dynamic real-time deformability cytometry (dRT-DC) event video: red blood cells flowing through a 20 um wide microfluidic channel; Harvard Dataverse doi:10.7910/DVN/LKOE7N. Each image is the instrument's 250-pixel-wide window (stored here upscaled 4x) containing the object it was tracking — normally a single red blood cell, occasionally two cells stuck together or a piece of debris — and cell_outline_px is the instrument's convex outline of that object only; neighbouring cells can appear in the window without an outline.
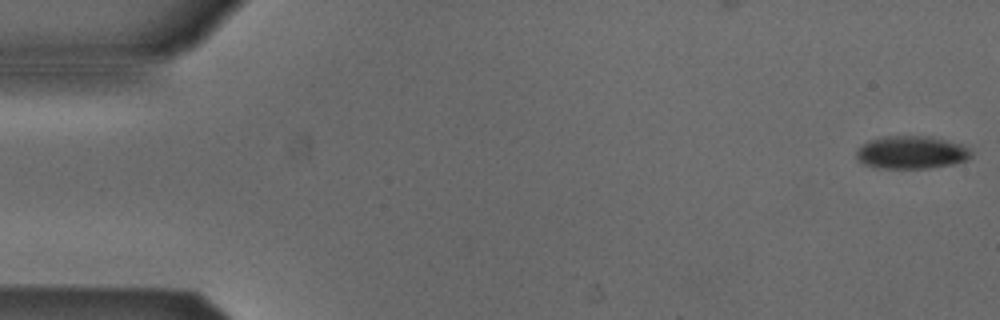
{"species": "Egyptian fruit bat (a non-hibernating species)", "species_latin": "Rousettus aegyptiacus", "temperature_condition": "cold", "stored_images_in_passage": 11, "camera_frame_rate_fps": 3000, "um_per_image_px": 0.085, "animal": {"sex": "male"}, "frame": {"image": 1, "passage_image": 1, "time_ms": 0.0, "image_size_px": [1000, 320], "cell_outline_px": [[972, 156], [964, 160], [952, 164], [928, 168], [876, 168], [864, 164], [856, 160], [856, 148], [868, 140], [884, 136], [928, 136], [960, 144], [968, 148], [972, 152]], "centroid_in_image_um": [77.4, 12.95], "position_along_channel_um": 7.6, "area_um2": 22.02}}